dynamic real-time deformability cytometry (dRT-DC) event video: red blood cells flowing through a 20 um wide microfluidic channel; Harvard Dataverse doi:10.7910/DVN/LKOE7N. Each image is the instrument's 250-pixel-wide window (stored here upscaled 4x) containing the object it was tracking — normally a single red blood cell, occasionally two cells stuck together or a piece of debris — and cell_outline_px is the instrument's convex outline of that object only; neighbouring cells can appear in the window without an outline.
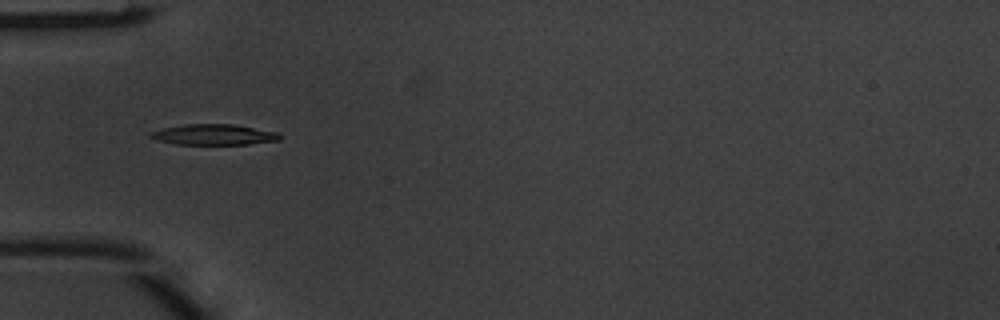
{"species": "common noctule bat (a hibernating species)", "species_latin": "Nyctalus noctula", "temperature_condition": "warm", "stored_images_in_passage": 5, "camera_frame_rate_fps": 3000, "um_per_image_px": 0.085, "animal": {"sex": "male", "body_mass_g": 20.1, "forearm_length_mm": 53.5}, "frame": {"image": 1, "passage_image": 4, "time_ms": 1.0, "image_size_px": [1000, 320], "cell_outline_px": [[280, 140], [248, 144], [176, 144], [156, 140], [148, 136], [152, 132], [164, 128], [184, 124], [232, 124], [280, 132]], "centroid_in_image_um": [18.2, 11.44], "position_along_channel_um": 66.8, "area_um2": 15.49}}